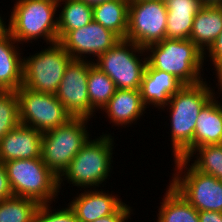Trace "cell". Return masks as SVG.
<instances>
[{"instance_id":"obj_1","label":"cell","mask_w":222,"mask_h":222,"mask_svg":"<svg viewBox=\"0 0 222 222\" xmlns=\"http://www.w3.org/2000/svg\"><path fill=\"white\" fill-rule=\"evenodd\" d=\"M184 85L161 111H168L173 159L186 158L193 151V138L200 110L213 97L210 81ZM165 108V109H164Z\"/></svg>"},{"instance_id":"obj_2","label":"cell","mask_w":222,"mask_h":222,"mask_svg":"<svg viewBox=\"0 0 222 222\" xmlns=\"http://www.w3.org/2000/svg\"><path fill=\"white\" fill-rule=\"evenodd\" d=\"M114 133L107 132L93 140L90 137L81 150L74 156L71 163L58 177L59 192L64 181L80 190L104 187V182L113 170ZM112 167V168H111ZM81 187V188H80Z\"/></svg>"},{"instance_id":"obj_3","label":"cell","mask_w":222,"mask_h":222,"mask_svg":"<svg viewBox=\"0 0 222 222\" xmlns=\"http://www.w3.org/2000/svg\"><path fill=\"white\" fill-rule=\"evenodd\" d=\"M58 0H16L8 18L7 31L19 43L44 39L58 41Z\"/></svg>"},{"instance_id":"obj_4","label":"cell","mask_w":222,"mask_h":222,"mask_svg":"<svg viewBox=\"0 0 222 222\" xmlns=\"http://www.w3.org/2000/svg\"><path fill=\"white\" fill-rule=\"evenodd\" d=\"M145 50L147 63L153 69L172 74L184 85L204 80V53L190 39L165 38Z\"/></svg>"},{"instance_id":"obj_5","label":"cell","mask_w":222,"mask_h":222,"mask_svg":"<svg viewBox=\"0 0 222 222\" xmlns=\"http://www.w3.org/2000/svg\"><path fill=\"white\" fill-rule=\"evenodd\" d=\"M14 196L30 198L39 204L55 202L60 192L58 177L41 158L3 162Z\"/></svg>"},{"instance_id":"obj_6","label":"cell","mask_w":222,"mask_h":222,"mask_svg":"<svg viewBox=\"0 0 222 222\" xmlns=\"http://www.w3.org/2000/svg\"><path fill=\"white\" fill-rule=\"evenodd\" d=\"M88 118L73 117L43 133L41 159L59 177L90 138Z\"/></svg>"},{"instance_id":"obj_7","label":"cell","mask_w":222,"mask_h":222,"mask_svg":"<svg viewBox=\"0 0 222 222\" xmlns=\"http://www.w3.org/2000/svg\"><path fill=\"white\" fill-rule=\"evenodd\" d=\"M173 161L170 185L198 212H222V181L196 170L185 158Z\"/></svg>"},{"instance_id":"obj_8","label":"cell","mask_w":222,"mask_h":222,"mask_svg":"<svg viewBox=\"0 0 222 222\" xmlns=\"http://www.w3.org/2000/svg\"><path fill=\"white\" fill-rule=\"evenodd\" d=\"M94 64L114 82L117 89L138 90L147 65V53L145 48L134 42L120 39L95 59Z\"/></svg>"},{"instance_id":"obj_9","label":"cell","mask_w":222,"mask_h":222,"mask_svg":"<svg viewBox=\"0 0 222 222\" xmlns=\"http://www.w3.org/2000/svg\"><path fill=\"white\" fill-rule=\"evenodd\" d=\"M72 59L59 41L24 57L23 86L32 91L55 95Z\"/></svg>"},{"instance_id":"obj_10","label":"cell","mask_w":222,"mask_h":222,"mask_svg":"<svg viewBox=\"0 0 222 222\" xmlns=\"http://www.w3.org/2000/svg\"><path fill=\"white\" fill-rule=\"evenodd\" d=\"M20 124L42 133L67 123L73 116L56 95L32 91L23 85L16 91Z\"/></svg>"},{"instance_id":"obj_11","label":"cell","mask_w":222,"mask_h":222,"mask_svg":"<svg viewBox=\"0 0 222 222\" xmlns=\"http://www.w3.org/2000/svg\"><path fill=\"white\" fill-rule=\"evenodd\" d=\"M167 7L165 1H129L127 40L142 48L166 38Z\"/></svg>"},{"instance_id":"obj_12","label":"cell","mask_w":222,"mask_h":222,"mask_svg":"<svg viewBox=\"0 0 222 222\" xmlns=\"http://www.w3.org/2000/svg\"><path fill=\"white\" fill-rule=\"evenodd\" d=\"M90 60L72 59L56 92V97L73 117L91 119L96 111L88 98V75L93 64Z\"/></svg>"},{"instance_id":"obj_13","label":"cell","mask_w":222,"mask_h":222,"mask_svg":"<svg viewBox=\"0 0 222 222\" xmlns=\"http://www.w3.org/2000/svg\"><path fill=\"white\" fill-rule=\"evenodd\" d=\"M119 40L115 33L93 20L82 28L69 31L59 42L73 59L94 62Z\"/></svg>"},{"instance_id":"obj_14","label":"cell","mask_w":222,"mask_h":222,"mask_svg":"<svg viewBox=\"0 0 222 222\" xmlns=\"http://www.w3.org/2000/svg\"><path fill=\"white\" fill-rule=\"evenodd\" d=\"M81 191L79 194L76 193V196L72 197L73 200L68 203L79 222H94L99 218L111 215L125 203L118 194L114 195L103 189Z\"/></svg>"},{"instance_id":"obj_15","label":"cell","mask_w":222,"mask_h":222,"mask_svg":"<svg viewBox=\"0 0 222 222\" xmlns=\"http://www.w3.org/2000/svg\"><path fill=\"white\" fill-rule=\"evenodd\" d=\"M183 86L184 84L172 74L153 69L147 63L140 86L142 102L146 109L152 105L155 109H162Z\"/></svg>"},{"instance_id":"obj_16","label":"cell","mask_w":222,"mask_h":222,"mask_svg":"<svg viewBox=\"0 0 222 222\" xmlns=\"http://www.w3.org/2000/svg\"><path fill=\"white\" fill-rule=\"evenodd\" d=\"M43 133L19 124L0 140V162L41 158Z\"/></svg>"},{"instance_id":"obj_17","label":"cell","mask_w":222,"mask_h":222,"mask_svg":"<svg viewBox=\"0 0 222 222\" xmlns=\"http://www.w3.org/2000/svg\"><path fill=\"white\" fill-rule=\"evenodd\" d=\"M145 110L140 89H116L115 94L100 111L108 117L109 123L113 126L129 128L143 117Z\"/></svg>"},{"instance_id":"obj_18","label":"cell","mask_w":222,"mask_h":222,"mask_svg":"<svg viewBox=\"0 0 222 222\" xmlns=\"http://www.w3.org/2000/svg\"><path fill=\"white\" fill-rule=\"evenodd\" d=\"M20 46L8 31L0 35L1 91H17L23 85L24 53Z\"/></svg>"},{"instance_id":"obj_19","label":"cell","mask_w":222,"mask_h":222,"mask_svg":"<svg viewBox=\"0 0 222 222\" xmlns=\"http://www.w3.org/2000/svg\"><path fill=\"white\" fill-rule=\"evenodd\" d=\"M167 7V39H189L194 16L203 7L200 0H165Z\"/></svg>"},{"instance_id":"obj_20","label":"cell","mask_w":222,"mask_h":222,"mask_svg":"<svg viewBox=\"0 0 222 222\" xmlns=\"http://www.w3.org/2000/svg\"><path fill=\"white\" fill-rule=\"evenodd\" d=\"M210 144H222V101L214 97L199 112L193 138V150Z\"/></svg>"},{"instance_id":"obj_21","label":"cell","mask_w":222,"mask_h":222,"mask_svg":"<svg viewBox=\"0 0 222 222\" xmlns=\"http://www.w3.org/2000/svg\"><path fill=\"white\" fill-rule=\"evenodd\" d=\"M222 32V5H203L194 16L190 40L205 53Z\"/></svg>"},{"instance_id":"obj_22","label":"cell","mask_w":222,"mask_h":222,"mask_svg":"<svg viewBox=\"0 0 222 222\" xmlns=\"http://www.w3.org/2000/svg\"><path fill=\"white\" fill-rule=\"evenodd\" d=\"M130 0H110L93 6V20L111 30L120 39L126 38Z\"/></svg>"},{"instance_id":"obj_23","label":"cell","mask_w":222,"mask_h":222,"mask_svg":"<svg viewBox=\"0 0 222 222\" xmlns=\"http://www.w3.org/2000/svg\"><path fill=\"white\" fill-rule=\"evenodd\" d=\"M164 194L156 222H200L199 212L170 184Z\"/></svg>"},{"instance_id":"obj_24","label":"cell","mask_w":222,"mask_h":222,"mask_svg":"<svg viewBox=\"0 0 222 222\" xmlns=\"http://www.w3.org/2000/svg\"><path fill=\"white\" fill-rule=\"evenodd\" d=\"M62 2V3H61ZM63 5V7H62ZM58 41L93 21V6L81 0H58Z\"/></svg>"},{"instance_id":"obj_25","label":"cell","mask_w":222,"mask_h":222,"mask_svg":"<svg viewBox=\"0 0 222 222\" xmlns=\"http://www.w3.org/2000/svg\"><path fill=\"white\" fill-rule=\"evenodd\" d=\"M87 88L90 105L96 113H101L99 110L103 109L117 89L114 82L94 63L89 69Z\"/></svg>"},{"instance_id":"obj_26","label":"cell","mask_w":222,"mask_h":222,"mask_svg":"<svg viewBox=\"0 0 222 222\" xmlns=\"http://www.w3.org/2000/svg\"><path fill=\"white\" fill-rule=\"evenodd\" d=\"M185 159L192 161L191 165L201 173L214 176L222 181V144L199 146Z\"/></svg>"},{"instance_id":"obj_27","label":"cell","mask_w":222,"mask_h":222,"mask_svg":"<svg viewBox=\"0 0 222 222\" xmlns=\"http://www.w3.org/2000/svg\"><path fill=\"white\" fill-rule=\"evenodd\" d=\"M40 204L30 198L13 196L0 201V222H33Z\"/></svg>"},{"instance_id":"obj_28","label":"cell","mask_w":222,"mask_h":222,"mask_svg":"<svg viewBox=\"0 0 222 222\" xmlns=\"http://www.w3.org/2000/svg\"><path fill=\"white\" fill-rule=\"evenodd\" d=\"M20 124L16 91L0 90V140Z\"/></svg>"},{"instance_id":"obj_29","label":"cell","mask_w":222,"mask_h":222,"mask_svg":"<svg viewBox=\"0 0 222 222\" xmlns=\"http://www.w3.org/2000/svg\"><path fill=\"white\" fill-rule=\"evenodd\" d=\"M51 205L52 203L40 204L33 222H79L69 205L60 209Z\"/></svg>"},{"instance_id":"obj_30","label":"cell","mask_w":222,"mask_h":222,"mask_svg":"<svg viewBox=\"0 0 222 222\" xmlns=\"http://www.w3.org/2000/svg\"><path fill=\"white\" fill-rule=\"evenodd\" d=\"M133 210L130 205L124 203L115 213L99 218L94 222H127L128 219L132 218L130 216L134 214Z\"/></svg>"},{"instance_id":"obj_31","label":"cell","mask_w":222,"mask_h":222,"mask_svg":"<svg viewBox=\"0 0 222 222\" xmlns=\"http://www.w3.org/2000/svg\"><path fill=\"white\" fill-rule=\"evenodd\" d=\"M208 55V56H207ZM208 60L213 64V68L222 63V32L215 39L214 43L204 53V61Z\"/></svg>"},{"instance_id":"obj_32","label":"cell","mask_w":222,"mask_h":222,"mask_svg":"<svg viewBox=\"0 0 222 222\" xmlns=\"http://www.w3.org/2000/svg\"><path fill=\"white\" fill-rule=\"evenodd\" d=\"M13 191L6 173L5 166L0 162V201L13 197Z\"/></svg>"},{"instance_id":"obj_33","label":"cell","mask_w":222,"mask_h":222,"mask_svg":"<svg viewBox=\"0 0 222 222\" xmlns=\"http://www.w3.org/2000/svg\"><path fill=\"white\" fill-rule=\"evenodd\" d=\"M200 222H222V212L216 211H200Z\"/></svg>"},{"instance_id":"obj_34","label":"cell","mask_w":222,"mask_h":222,"mask_svg":"<svg viewBox=\"0 0 222 222\" xmlns=\"http://www.w3.org/2000/svg\"><path fill=\"white\" fill-rule=\"evenodd\" d=\"M213 70L215 71V72L213 71V73H215L216 75L215 77L217 78L218 83L216 82V87H213L211 89H212L213 97L216 99L217 98L219 99V97L222 96L221 95L222 94V63L216 65ZM217 87H218V90H217L218 92H215V89Z\"/></svg>"},{"instance_id":"obj_35","label":"cell","mask_w":222,"mask_h":222,"mask_svg":"<svg viewBox=\"0 0 222 222\" xmlns=\"http://www.w3.org/2000/svg\"><path fill=\"white\" fill-rule=\"evenodd\" d=\"M203 5H222V0H200Z\"/></svg>"},{"instance_id":"obj_36","label":"cell","mask_w":222,"mask_h":222,"mask_svg":"<svg viewBox=\"0 0 222 222\" xmlns=\"http://www.w3.org/2000/svg\"><path fill=\"white\" fill-rule=\"evenodd\" d=\"M5 16H1L0 15V35L4 34L7 31V25H6V21L4 22V18Z\"/></svg>"},{"instance_id":"obj_37","label":"cell","mask_w":222,"mask_h":222,"mask_svg":"<svg viewBox=\"0 0 222 222\" xmlns=\"http://www.w3.org/2000/svg\"><path fill=\"white\" fill-rule=\"evenodd\" d=\"M81 1H84L87 4L94 6L96 4L103 3L105 1H110V0H81Z\"/></svg>"},{"instance_id":"obj_38","label":"cell","mask_w":222,"mask_h":222,"mask_svg":"<svg viewBox=\"0 0 222 222\" xmlns=\"http://www.w3.org/2000/svg\"><path fill=\"white\" fill-rule=\"evenodd\" d=\"M134 1H165V0H134Z\"/></svg>"}]
</instances>
